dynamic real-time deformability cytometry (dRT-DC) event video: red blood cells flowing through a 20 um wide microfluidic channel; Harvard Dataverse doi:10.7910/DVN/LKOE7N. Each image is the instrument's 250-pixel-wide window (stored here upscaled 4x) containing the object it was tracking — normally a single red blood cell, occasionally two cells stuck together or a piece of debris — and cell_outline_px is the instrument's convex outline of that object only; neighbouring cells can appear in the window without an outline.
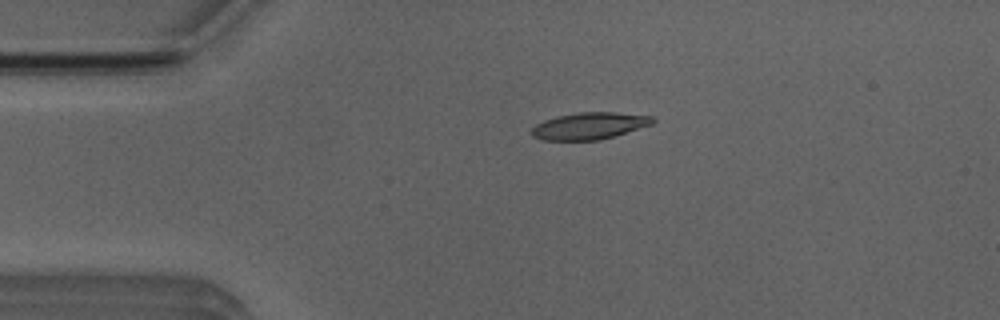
{"species": "Egyptian fruit bat (a non-hibernating species)", "species_latin": "Rousettus aegyptiacus", "temperature_condition": "room temperature", "stored_images_in_passage": 2, "camera_frame_rate_fps": 3000, "um_per_image_px": 0.085, "animal": {"sex": "male"}, "frame": {"image": 1, "passage_image": 1, "time_ms": 0.0, "image_size_px": [1000, 320], "cell_outline_px": [[656, 120], [652, 124], [600, 140], [544, 140], [532, 136], [528, 132], [536, 124], [544, 120], [556, 116], [580, 112], [616, 112], [652, 116]], "centroid_in_image_um": [50.06, 10.69], "position_along_channel_um": 34.9, "area_um2": 18.96}}